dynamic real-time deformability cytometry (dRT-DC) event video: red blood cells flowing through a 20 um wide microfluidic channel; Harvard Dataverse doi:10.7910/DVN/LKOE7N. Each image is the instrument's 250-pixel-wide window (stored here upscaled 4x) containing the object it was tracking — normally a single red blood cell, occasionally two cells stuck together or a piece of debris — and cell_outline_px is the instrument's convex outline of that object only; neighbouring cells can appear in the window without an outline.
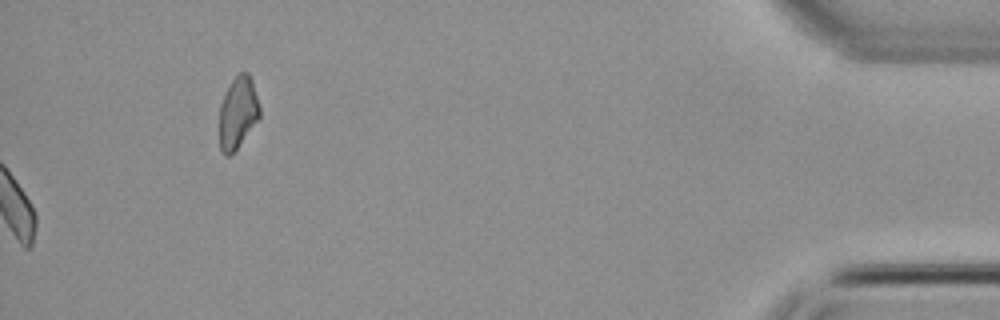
{"species": "common noctule bat (a hibernating species)", "species_latin": "Nyctalus noctula", "temperature_condition": "cold", "stored_images_in_passage": 29, "camera_frame_rate_fps": 3000, "um_per_image_px": 0.085, "animal": {"sex": "male", "body_mass_g": 21.5, "forearm_length_mm": 52.0}, "frame": {"image": 1, "passage_image": 29, "time_ms": 9.333, "image_size_px": [1000, 320], "cell_outline_px": [[260, 116], [236, 148], [228, 156], [224, 156], [220, 148], [220, 104], [232, 80], [240, 72], [248, 72], [252, 80], [260, 108]], "centroid_in_image_um": [20.21, 9.55], "position_along_channel_um": 415.0, "area_um2": 16.42}}